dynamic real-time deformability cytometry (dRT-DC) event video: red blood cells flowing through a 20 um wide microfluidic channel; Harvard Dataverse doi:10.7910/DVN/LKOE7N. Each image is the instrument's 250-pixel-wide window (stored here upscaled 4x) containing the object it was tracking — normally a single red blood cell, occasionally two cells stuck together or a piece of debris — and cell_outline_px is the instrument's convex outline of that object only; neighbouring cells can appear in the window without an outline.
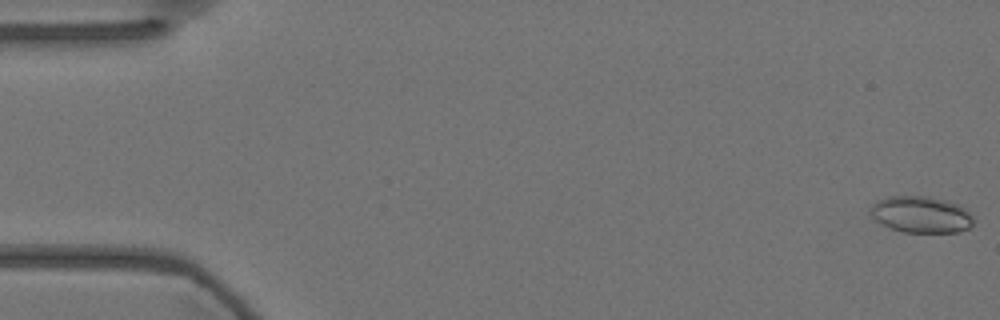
{"species": "Egyptian fruit bat (a non-hibernating species)", "species_latin": "Rousettus aegyptiacus", "temperature_condition": "warm", "stored_images_in_passage": 58, "camera_frame_rate_fps": 3000, "um_per_image_px": 0.085, "animal": {"sex": "female"}, "frame": {"image": 1, "passage_image": 1, "time_ms": 0.0, "image_size_px": [1000, 320], "cell_outline_px": [[976, 220], [968, 228], [960, 232], [904, 232], [892, 228], [876, 220], [868, 212], [868, 208], [876, 200], [888, 196], [928, 196], [944, 200], [968, 208]], "centroid_in_image_um": [78.31, 18.22], "position_along_channel_um": 6.7, "area_um2": 22.2}}
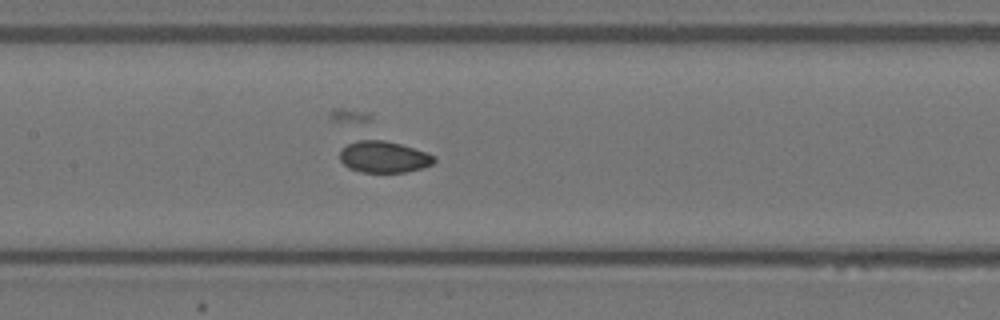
{"frame": {"image": 2, "passage_image": 27, "time_ms": 8.667, "image_size_px": [1000, 320], "cell_outline_px": [[436, 160], [432, 164], [424, 168], [404, 172], [364, 172], [348, 168], [340, 160], [340, 152], [348, 144], [364, 136], [368, 136], [400, 144], [428, 152], [436, 156]], "centroid_in_image_um": [32.62, 13.3], "position_along_channel_um": 174.8, "area_um2": 17.8}}
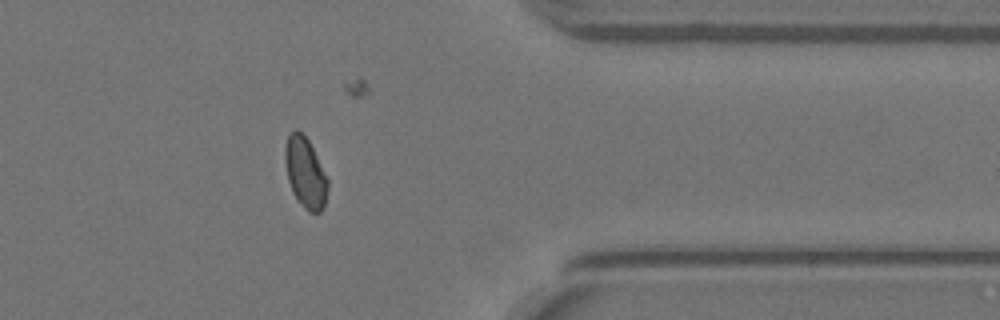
{"frame": {"image": 3, "passage_image": 46, "time_ms": 15.0, "image_size_px": [1000, 320], "cell_outline_px": [[328, 188], [324, 208], [320, 212], [308, 212], [296, 200], [292, 192], [288, 180], [284, 160], [284, 148], [288, 136], [296, 128], [308, 140], [328, 180]], "centroid_in_image_um": [25.93, 14.72], "position_along_channel_um": 385.5, "area_um2": 17.51}, "authors_computed_cell_mechanics": {"area_um2": 17.8024, "velocity_mm_per_s": 3.5882, "shape_relaxation_time_tau1_ms": 5.7274, "shape_relaxation_time_tau2_ms": 1.7592, "deformation_change_tau1": 0.0998, "deformation_change_tau2": 0.0492}}